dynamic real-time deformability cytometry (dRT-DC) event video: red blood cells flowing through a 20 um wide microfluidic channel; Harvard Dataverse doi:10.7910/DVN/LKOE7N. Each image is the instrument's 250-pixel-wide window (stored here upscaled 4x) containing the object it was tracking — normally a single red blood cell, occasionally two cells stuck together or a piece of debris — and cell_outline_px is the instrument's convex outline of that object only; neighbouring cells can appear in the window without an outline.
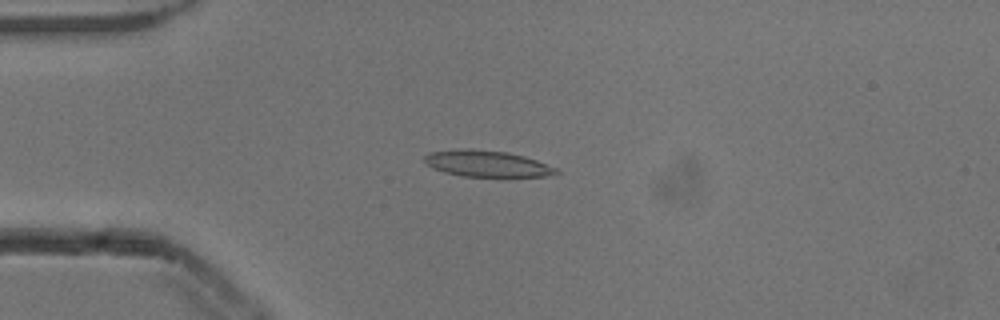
{"species": "common noctule bat (a hibernating species)", "species_latin": "Nyctalus noctula", "temperature_condition": "cold", "stored_images_in_passage": 41, "camera_frame_rate_fps": 3000, "um_per_image_px": 0.085, "animal": {"sex": "male", "body_mass_g": 13.3}, "frame": {"image": 1, "passage_image": 1, "time_ms": 0.0, "image_size_px": [1000, 320], "cell_outline_px": [[560, 172], [548, 176], [460, 176], [444, 172], [432, 168], [424, 160], [424, 156], [428, 152], [460, 148], [472, 148], [508, 152], [524, 156], [560, 168]], "centroid_in_image_um": [41.39, 13.89], "position_along_channel_um": 43.6, "area_um2": 20.4}}
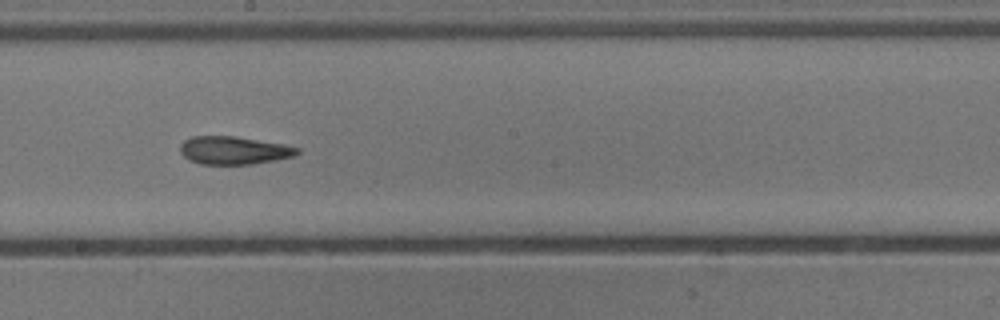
{"frame": {"image": 2, "passage_image": 17, "time_ms": 5.333, "image_size_px": [1000, 320], "cell_outline_px": [[300, 152], [296, 156], [276, 160], [252, 164], [200, 164], [188, 160], [180, 152], [180, 144], [184, 140], [192, 136], [236, 136], [284, 144], [300, 148]], "centroid_in_image_um": [19.89, 12.78], "position_along_channel_um": 228.3, "area_um2": 19.31}}
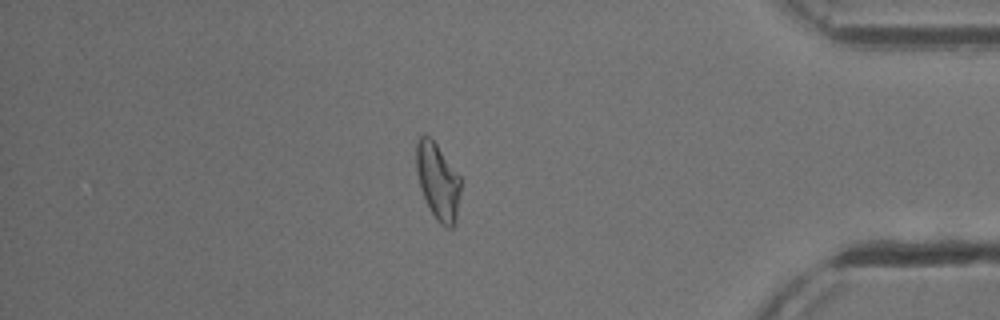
{"frame": {"image": 3, "passage_image": 33, "time_ms": 10.667, "image_size_px": [1000, 320], "cell_outline_px": [[460, 192], [456, 224], [452, 228], [444, 228], [436, 220], [420, 188], [416, 168], [416, 144], [420, 136], [428, 136], [436, 144], [460, 176]], "centroid_in_image_um": [37.23, 15.46], "position_along_channel_um": 398.0, "area_um2": 19.65}, "authors_computed_cell_mechanics": {"area_um2": 19.8254, "velocity_mm_per_s": 3.8554, "shape_relaxation_time_tau1_ms": null, "shape_relaxation_time_tau2_ms": 7.3955, "deformation_change_tau1": null, "deformation_change_tau2": 0.1477}}